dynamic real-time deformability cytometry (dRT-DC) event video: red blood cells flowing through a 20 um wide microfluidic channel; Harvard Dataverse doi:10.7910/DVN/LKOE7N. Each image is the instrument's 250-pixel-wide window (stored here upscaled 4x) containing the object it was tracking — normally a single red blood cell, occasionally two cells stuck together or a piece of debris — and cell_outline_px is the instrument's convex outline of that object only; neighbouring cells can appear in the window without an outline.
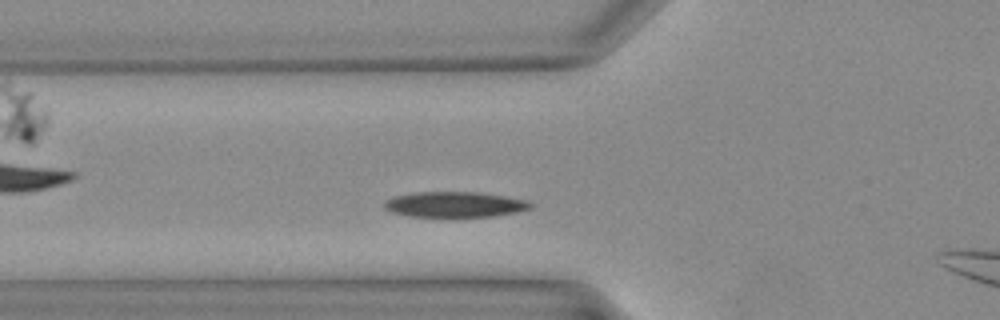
{"species": "Egyptian fruit bat (a non-hibernating species)", "species_latin": "Rousettus aegyptiacus", "temperature_condition": "warm", "stored_images_in_passage": 28, "camera_frame_rate_fps": 3000, "um_per_image_px": 0.085, "animal": {"sex": "female"}, "frame": {"image": 1, "passage_image": 5, "time_ms": 1.333, "image_size_px": [1000, 320], "cell_outline_px": [[532, 208], [516, 212], [496, 216], [408, 216], [392, 212], [384, 208], [384, 200], [392, 196], [412, 192], [480, 192], [528, 200], [532, 204]], "centroid_in_image_um": [38.63, 17.36], "position_along_channel_um": 87.2, "area_um2": 21.79}}